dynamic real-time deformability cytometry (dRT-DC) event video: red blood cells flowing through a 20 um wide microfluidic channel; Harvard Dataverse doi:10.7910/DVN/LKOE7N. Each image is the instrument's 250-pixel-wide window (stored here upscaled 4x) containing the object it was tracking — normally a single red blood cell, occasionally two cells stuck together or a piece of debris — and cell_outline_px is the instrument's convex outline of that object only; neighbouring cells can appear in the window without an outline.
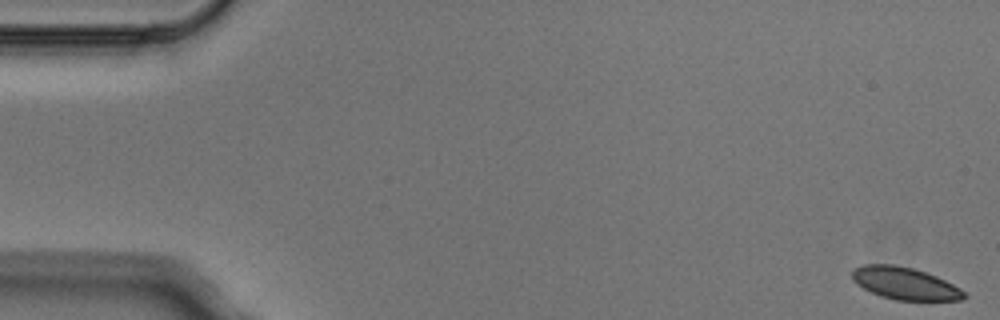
{"species": "Egyptian fruit bat (a non-hibernating species)", "species_latin": "Rousettus aegyptiacus", "temperature_condition": "cold", "stored_images_in_passage": 5, "camera_frame_rate_fps": 3000, "um_per_image_px": 0.085, "animal": {"sex": "male"}, "frame": {"image": 1, "passage_image": 1, "time_ms": 0.0, "image_size_px": [1000, 320], "cell_outline_px": [[968, 296], [964, 300], [896, 300], [880, 296], [856, 284], [852, 280], [852, 268], [864, 264], [892, 264], [912, 268], [936, 276], [960, 288]], "centroid_in_image_um": [76.89, 24.09], "position_along_channel_um": 8.1, "area_um2": 21.04}}
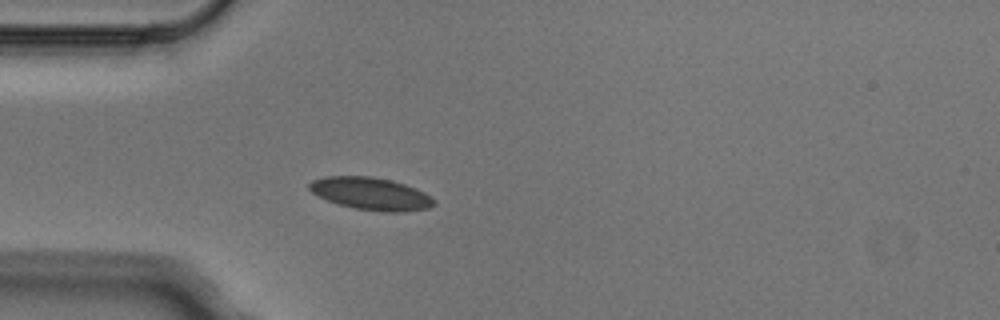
{"frame": {"image": 2, "passage_image": 5, "time_ms": 1.333, "image_size_px": [1000, 320], "cell_outline_px": [[436, 204], [428, 208], [404, 212], [384, 212], [356, 208], [340, 204], [328, 200], [312, 192], [308, 188], [308, 184], [312, 180], [324, 176], [372, 176], [392, 180], [416, 188], [424, 192], [436, 200]], "centroid_in_image_um": [31.55, 16.45], "position_along_channel_um": 53.4, "area_um2": 23.58}}